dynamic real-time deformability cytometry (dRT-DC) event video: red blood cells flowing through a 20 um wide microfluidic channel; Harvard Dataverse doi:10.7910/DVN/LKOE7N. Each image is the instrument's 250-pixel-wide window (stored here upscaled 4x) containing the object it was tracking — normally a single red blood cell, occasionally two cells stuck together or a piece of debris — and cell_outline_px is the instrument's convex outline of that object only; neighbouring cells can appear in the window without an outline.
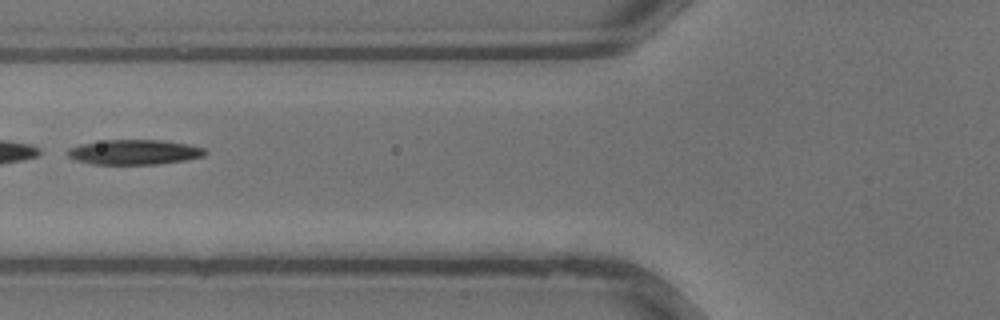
{"species": "common noctule bat (a hibernating species)", "species_latin": "Nyctalus noctula", "temperature_condition": "warm", "stored_images_in_passage": 26, "segment_of_instrument_passage": [2, 2], "camera_frame_rate_fps": 3000, "um_per_image_px": 0.085, "animal": {"sex": "male", "body_mass_g": 13.3}, "frame": {"image": 1, "passage_image": 5, "time_ms": 1.333, "image_size_px": [1000, 320], "cell_outline_px": [[208, 152], [204, 156], [184, 160], [156, 164], [92, 164], [76, 160], [68, 156], [68, 148], [80, 144], [104, 140], [164, 140], [188, 144], [204, 148]], "centroid_in_image_um": [11.42, 12.92], "position_along_channel_um": 114.4, "area_um2": 19.94}}